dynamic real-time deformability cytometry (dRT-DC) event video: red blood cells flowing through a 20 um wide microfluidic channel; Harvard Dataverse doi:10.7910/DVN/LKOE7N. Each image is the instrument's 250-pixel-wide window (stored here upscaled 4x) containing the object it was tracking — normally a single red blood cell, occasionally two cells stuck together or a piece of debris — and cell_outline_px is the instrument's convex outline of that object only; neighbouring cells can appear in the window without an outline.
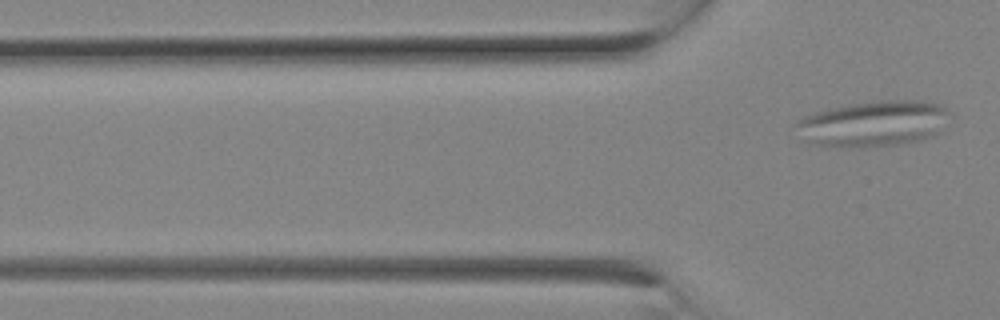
{"species": "Egyptian fruit bat (a non-hibernating species)", "species_latin": "Rousettus aegyptiacus", "temperature_condition": "room temperature", "stored_images_in_passage": 5, "camera_frame_rate_fps": 3000, "um_per_image_px": 0.085, "animal": {"sex": "female"}, "frame": {"image": 1, "passage_image": 5, "time_ms": 1.333, "image_size_px": [1000, 320], "cell_outline_px": [[952, 112], [940, 132], [932, 136], [920, 140], [896, 144], [864, 148], [824, 148], [812, 144], [804, 140], [796, 124], [804, 116], [816, 112], [852, 104], [880, 100], [916, 100], [944, 104]], "centroid_in_image_um": [74.29, 10.53], "position_along_channel_um": 51.5, "area_um2": 41.5}}